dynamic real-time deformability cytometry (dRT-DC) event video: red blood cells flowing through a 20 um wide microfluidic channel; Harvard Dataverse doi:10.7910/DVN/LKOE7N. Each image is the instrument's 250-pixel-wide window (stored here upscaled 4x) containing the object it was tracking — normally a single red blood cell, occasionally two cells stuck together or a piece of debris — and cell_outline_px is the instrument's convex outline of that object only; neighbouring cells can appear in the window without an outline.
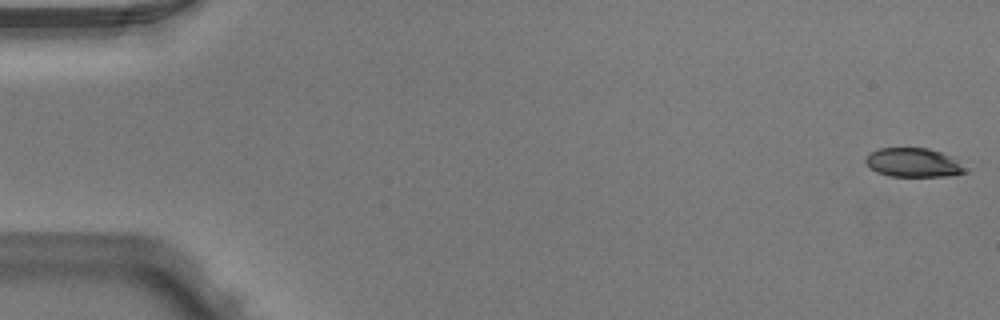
{"species": "Egyptian fruit bat (a non-hibernating species)", "species_latin": "Rousettus aegyptiacus", "temperature_condition": "warm", "stored_images_in_passage": 6, "camera_frame_rate_fps": 3000, "um_per_image_px": 0.085, "animal": {"sex": "male"}, "frame": {"image": 1, "passage_image": 1, "time_ms": 0.0, "image_size_px": [1000, 320], "cell_outline_px": [[968, 172], [956, 176], [888, 176], [876, 172], [868, 168], [864, 160], [868, 152], [880, 148], [928, 148], [952, 156], [968, 168]], "centroid_in_image_um": [77.65, 13.83], "position_along_channel_um": 7.3, "area_um2": 17.28}}